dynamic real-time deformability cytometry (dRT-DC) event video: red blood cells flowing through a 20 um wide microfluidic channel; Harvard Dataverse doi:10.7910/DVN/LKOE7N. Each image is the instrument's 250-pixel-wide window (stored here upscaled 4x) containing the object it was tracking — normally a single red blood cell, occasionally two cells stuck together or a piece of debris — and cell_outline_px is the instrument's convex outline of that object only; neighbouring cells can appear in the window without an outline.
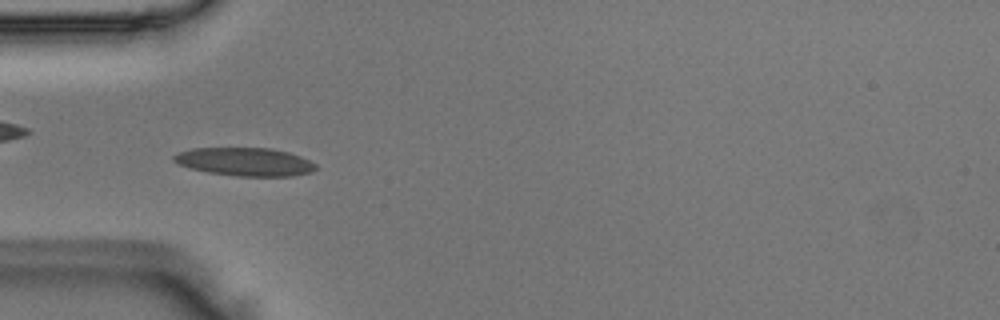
{"species": "Egyptian fruit bat (a non-hibernating species)", "species_latin": "Rousettus aegyptiacus", "temperature_condition": "room temperature", "stored_images_in_passage": 43, "camera_frame_rate_fps": 3000, "um_per_image_px": 0.085, "animal": {"sex": "male"}, "frame": {"image": 1, "passage_image": 14, "time_ms": 4.333, "image_size_px": [1000, 320], "cell_outline_px": [[316, 168], [312, 172], [292, 176], [236, 176], [208, 172], [192, 168], [180, 164], [172, 160], [172, 156], [180, 152], [192, 148], [272, 148], [288, 152], [300, 156], [316, 164]], "centroid_in_image_um": [20.84, 13.75], "position_along_channel_um": 64.2, "area_um2": 23.24}}
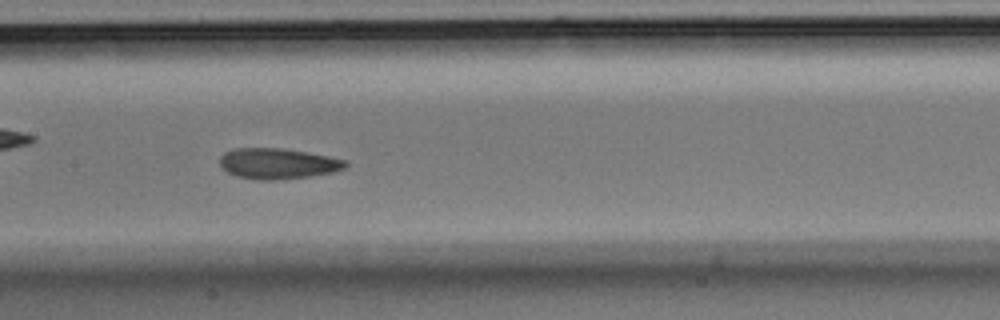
{"frame": {"image": 2, "passage_image": 23, "time_ms": 7.333, "image_size_px": [1000, 320], "cell_outline_px": [[348, 164], [344, 168], [332, 172], [308, 176], [272, 180], [256, 180], [236, 176], [220, 168], [220, 156], [224, 152], [232, 148], [284, 148], [308, 152], [348, 160]], "centroid_in_image_um": [23.58, 13.89], "position_along_channel_um": 183.8, "area_um2": 22.6}}
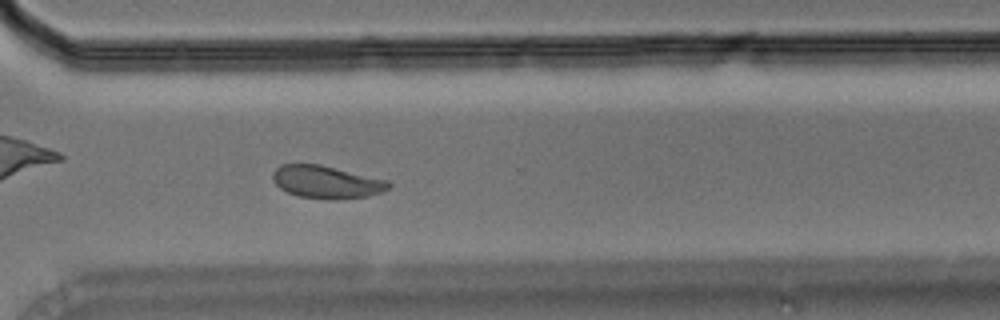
{"frame": {"image": 3, "passage_image": 35, "time_ms": 11.333, "image_size_px": [1000, 320], "cell_outline_px": [[392, 184], [388, 188], [380, 192], [368, 196], [336, 200], [296, 196], [280, 188], [272, 180], [272, 172], [280, 164], [320, 164], [388, 180]], "centroid_in_image_um": [27.73, 15.47], "position_along_channel_um": 342.9, "area_um2": 22.14}}